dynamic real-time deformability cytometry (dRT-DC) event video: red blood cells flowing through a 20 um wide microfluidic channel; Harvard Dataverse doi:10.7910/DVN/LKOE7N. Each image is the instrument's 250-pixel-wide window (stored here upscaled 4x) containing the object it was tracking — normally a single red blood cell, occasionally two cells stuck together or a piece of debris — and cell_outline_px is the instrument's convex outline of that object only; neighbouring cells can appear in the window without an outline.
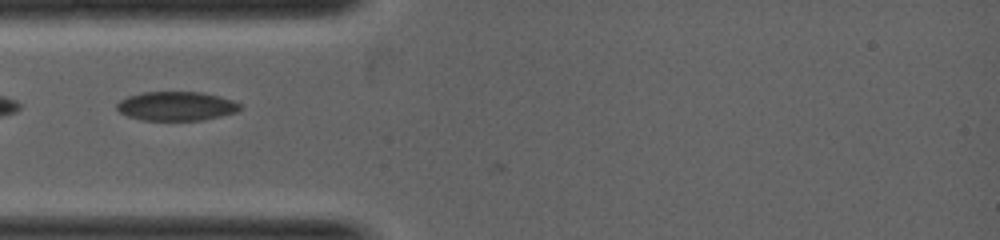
{"species": "common noctule bat (a hibernating species)", "species_latin": "Nyctalus noctula", "temperature_condition": "warm", "stored_images_in_passage": 2, "camera_frame_rate_fps": 5000, "um_per_image_px": 0.085, "animal": {"sex": "female", "body_mass_g": 19.0, "forearm_length_mm": 53.3}, "frame": {"image": 1, "passage_image": 1, "time_ms": 0.0, "image_size_px": [1000, 240], "cell_outline_px": [[240, 108], [236, 112], [204, 120], [140, 120], [128, 116], [120, 112], [116, 108], [116, 104], [120, 100], [128, 96], [144, 92], [200, 92], [220, 96], [232, 100], [240, 104]], "centroid_in_image_um": [14.97, 9.02], "position_along_channel_um": 70.0, "area_um2": 20.81}}